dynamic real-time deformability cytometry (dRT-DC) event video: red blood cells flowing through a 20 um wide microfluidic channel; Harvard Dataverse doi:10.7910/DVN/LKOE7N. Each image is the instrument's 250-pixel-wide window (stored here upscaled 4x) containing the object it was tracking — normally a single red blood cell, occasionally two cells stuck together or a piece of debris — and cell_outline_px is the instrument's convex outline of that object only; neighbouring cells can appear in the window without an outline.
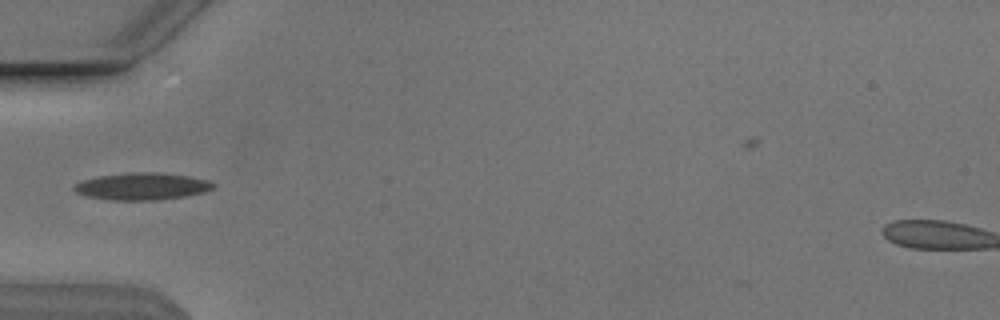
{"species": "Egyptian fruit bat (a non-hibernating species)", "species_latin": "Rousettus aegyptiacus", "temperature_condition": "cold", "stored_images_in_passage": 36, "camera_frame_rate_fps": 3000, "um_per_image_px": 0.085, "animal": {"sex": "male"}, "frame": {"image": 1, "passage_image": 1, "time_ms": 0.0, "image_size_px": [1000, 320], "cell_outline_px": [[216, 188], [204, 192], [184, 196], [156, 200], [108, 200], [88, 196], [76, 192], [72, 188], [72, 184], [84, 180], [100, 176], [132, 172], [156, 172], [188, 176], [208, 180], [216, 184]], "centroid_in_image_um": [12.08, 15.84], "position_along_channel_um": 72.9, "area_um2": 21.96}}
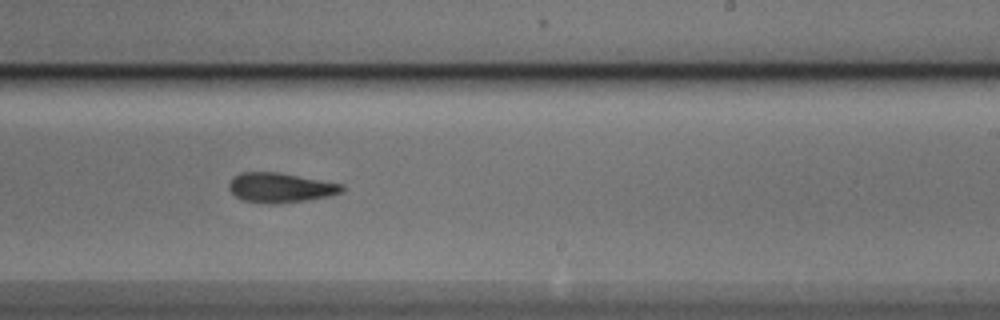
{"frame": {"image": 2, "passage_image": 16, "time_ms": 5.0, "image_size_px": [1000, 320], "cell_outline_px": [[344, 188], [340, 192], [328, 196], [304, 200], [276, 204], [268, 204], [240, 200], [228, 188], [228, 184], [240, 172], [280, 172], [344, 184]], "centroid_in_image_um": [23.82, 15.95], "position_along_channel_um": 265.2, "area_um2": 19.54}}
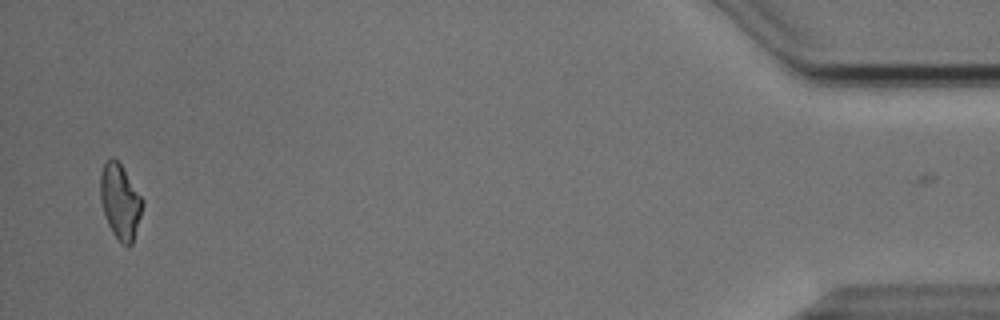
{"frame": {"image": 3, "passage_image": 35, "time_ms": 11.333, "image_size_px": [1000, 320], "cell_outline_px": [[144, 204], [132, 244], [128, 248], [120, 244], [112, 232], [104, 216], [100, 200], [100, 172], [104, 164], [112, 156], [120, 164], [144, 200]], "centroid_in_image_um": [10.2, 17.17], "position_along_channel_um": 425.0, "area_um2": 18.55}, "authors_computed_cell_mechanics": {"area_um2": 19.3341, "velocity_mm_per_s": 3.8375, "shape_relaxation_time_tau1_ms": 3.6763, "shape_relaxation_time_tau2_ms": 3.0047, "deformation_change_tau1": 0.14, "deformation_change_tau2": 0.1208}}